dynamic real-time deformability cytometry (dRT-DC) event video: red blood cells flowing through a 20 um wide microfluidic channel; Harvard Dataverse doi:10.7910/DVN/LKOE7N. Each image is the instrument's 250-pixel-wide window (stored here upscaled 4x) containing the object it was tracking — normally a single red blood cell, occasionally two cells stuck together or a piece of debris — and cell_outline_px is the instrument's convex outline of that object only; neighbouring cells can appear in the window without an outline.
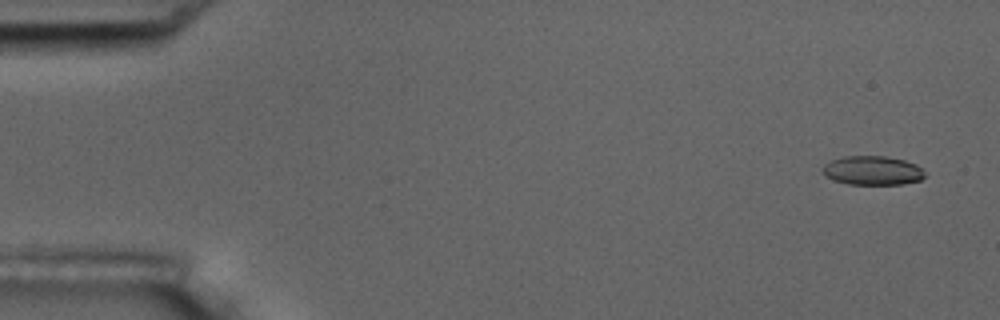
{"species": "common noctule bat (a hibernating species)", "species_latin": "Nyctalus noctula", "temperature_condition": "room temperature", "stored_images_in_passage": 5, "camera_frame_rate_fps": 3000, "um_per_image_px": 0.085, "animal": {"sex": "male", "body_mass_g": 17.5, "forearm_length_mm": 52.3}, "frame": {"image": 1, "passage_image": 1, "time_ms": 0.0, "image_size_px": [1000, 320], "cell_outline_px": [[924, 176], [920, 180], [900, 184], [848, 184], [824, 176], [820, 168], [824, 164], [832, 160], [844, 156], [884, 156], [904, 160], [916, 164], [924, 172]], "centroid_in_image_um": [74.12, 14.49], "position_along_channel_um": 10.9, "area_um2": 17.22}}
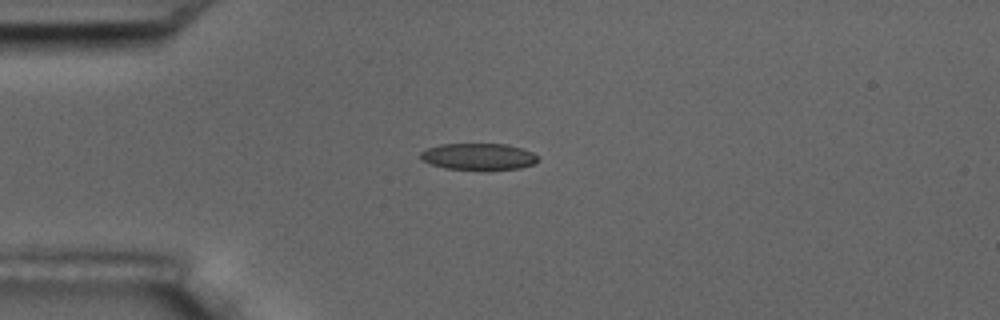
{"frame": {"image": 2, "passage_image": 4, "time_ms": 4.0, "image_size_px": [1000, 320], "cell_outline_px": [[536, 164], [520, 168], [488, 172], [444, 168], [420, 160], [420, 152], [428, 148], [440, 144], [508, 144], [524, 148], [532, 152], [536, 156]], "centroid_in_image_um": [40.69, 13.34], "position_along_channel_um": 44.3, "area_um2": 18.9}}